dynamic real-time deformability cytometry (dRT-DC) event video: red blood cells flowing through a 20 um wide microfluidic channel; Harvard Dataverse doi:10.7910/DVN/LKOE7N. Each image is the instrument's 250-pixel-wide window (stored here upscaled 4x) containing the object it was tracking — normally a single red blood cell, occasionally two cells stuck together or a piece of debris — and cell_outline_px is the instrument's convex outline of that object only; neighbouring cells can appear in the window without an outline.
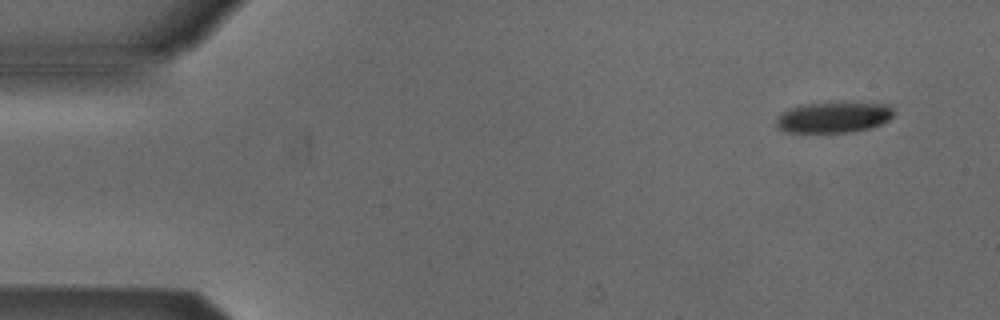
{"species": "Egyptian fruit bat (a non-hibernating species)", "species_latin": "Rousettus aegyptiacus", "temperature_condition": "cold", "stored_images_in_passage": 5, "segment_of_instrument_passage": [1, 2], "camera_frame_rate_fps": 3000, "um_per_image_px": 0.085, "animal": {"sex": "male"}, "frame": {"image": 1, "passage_image": 1, "time_ms": 0.0, "image_size_px": [1000, 320], "cell_outline_px": [[896, 112], [888, 120], [880, 124], [868, 128], [852, 132], [784, 132], [776, 128], [776, 116], [788, 108], [800, 104], [840, 100], [888, 104]], "centroid_in_image_um": [70.83, 9.92], "position_along_channel_um": 14.2, "area_um2": 22.08}}